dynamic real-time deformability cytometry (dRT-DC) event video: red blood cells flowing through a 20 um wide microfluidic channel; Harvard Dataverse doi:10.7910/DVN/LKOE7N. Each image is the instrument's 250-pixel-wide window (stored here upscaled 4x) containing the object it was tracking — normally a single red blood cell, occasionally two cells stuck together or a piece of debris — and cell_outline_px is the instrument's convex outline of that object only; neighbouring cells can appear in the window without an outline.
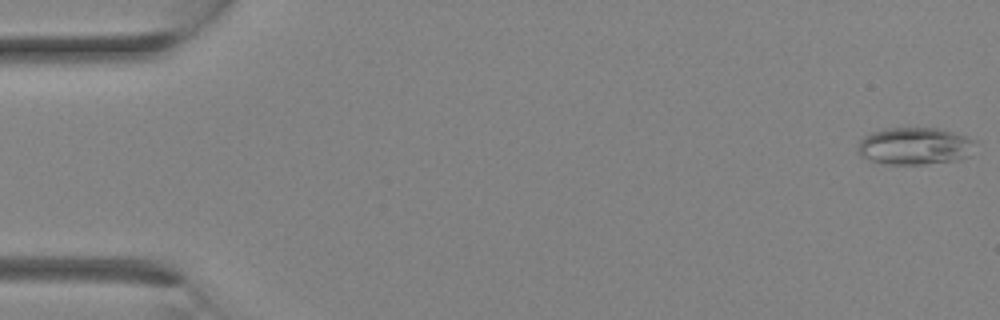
{"species": "Egyptian fruit bat (a non-hibernating species)", "species_latin": "Rousettus aegyptiacus", "temperature_condition": "room temperature", "stored_images_in_passage": 29, "camera_frame_rate_fps": 3000, "um_per_image_px": 0.085, "animal": {"sex": "female"}, "frame": {"image": 1, "passage_image": 1, "time_ms": 0.0, "image_size_px": [1000, 320], "cell_outline_px": [[976, 140], [968, 156], [956, 160], [924, 164], [884, 164], [860, 156], [856, 148], [860, 140], [864, 136], [872, 132], [888, 128], [936, 128], [952, 132]], "centroid_in_image_um": [77.71, 12.41], "position_along_channel_um": 7.3, "area_um2": 25.32}}
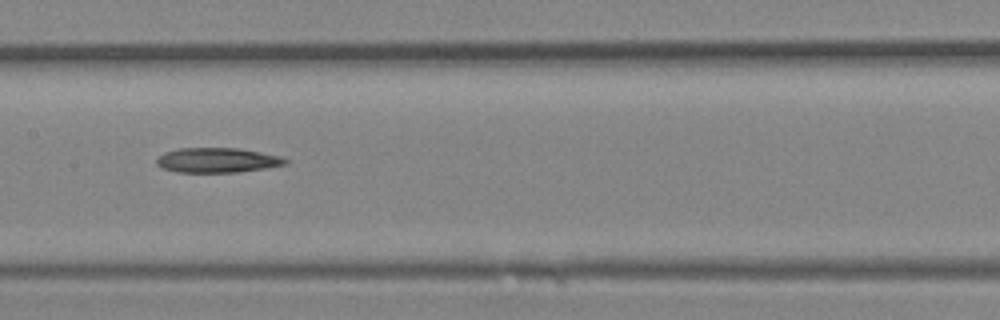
{"frame": {"image": 2, "passage_image": 15, "time_ms": 4.667, "image_size_px": [1000, 320], "cell_outline_px": [[288, 164], [268, 168], [236, 172], [176, 172], [164, 168], [156, 164], [156, 160], [164, 152], [180, 148], [236, 148], [260, 152], [280, 156], [288, 160]], "centroid_in_image_um": [18.49, 13.62], "position_along_channel_um": 188.9, "area_um2": 18.55}}
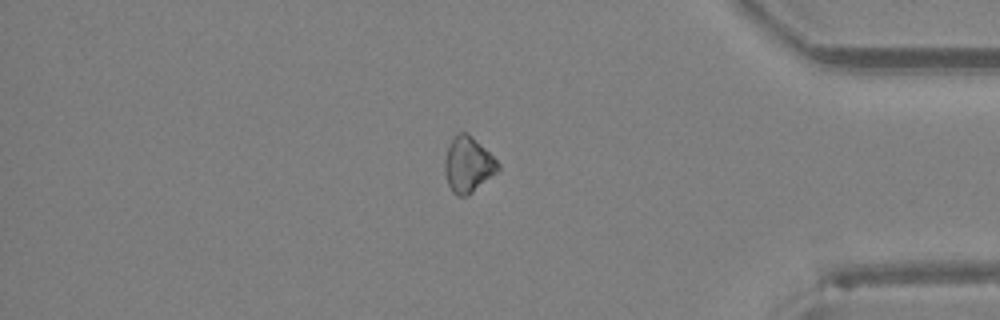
{"frame": {"image": 3, "passage_image": 25, "time_ms": 8.0, "image_size_px": [1000, 320], "cell_outline_px": [[500, 172], [472, 192], [464, 196], [456, 196], [452, 192], [448, 184], [444, 172], [444, 160], [448, 144], [456, 132], [468, 132], [500, 164]], "centroid_in_image_um": [39.78, 13.99], "position_along_channel_um": 395.4, "area_um2": 17.51}}